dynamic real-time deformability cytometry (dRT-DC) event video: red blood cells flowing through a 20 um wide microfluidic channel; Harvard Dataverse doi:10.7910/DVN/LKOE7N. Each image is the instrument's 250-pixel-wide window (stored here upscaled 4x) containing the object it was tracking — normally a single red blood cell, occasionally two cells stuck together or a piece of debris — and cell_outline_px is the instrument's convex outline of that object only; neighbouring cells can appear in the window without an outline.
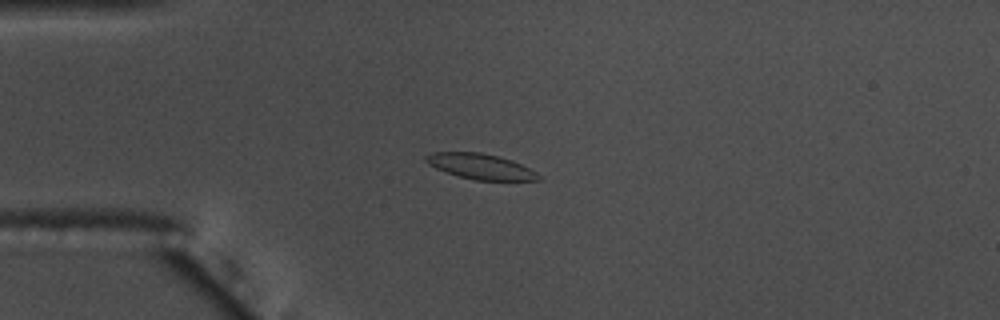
{"species": "common noctule bat (a hibernating species)", "species_latin": "Nyctalus noctula", "temperature_condition": "warm", "stored_images_in_passage": 44, "camera_frame_rate_fps": 3000, "um_per_image_px": 0.085, "animal": {"sex": "male", "body_mass_g": 17.5, "forearm_length_mm": 52.3}, "frame": {"image": 1, "passage_image": 2, "time_ms": 0.333, "image_size_px": [1000, 320], "cell_outline_px": [[540, 180], [476, 180], [460, 176], [436, 168], [428, 164], [424, 160], [424, 156], [432, 152], [480, 152], [512, 160], [536, 172], [540, 176]], "centroid_in_image_um": [40.82, 14.14], "position_along_channel_um": 44.2, "area_um2": 16.42}}
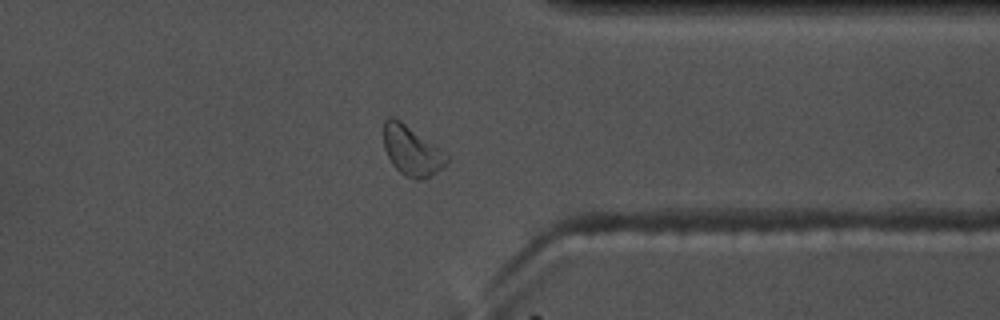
{"frame": {"image": 2, "passage_image": 32, "time_ms": 10.333, "image_size_px": [1000, 320], "cell_outline_px": [[448, 160], [440, 168], [428, 176], [420, 180], [416, 180], [400, 172], [392, 164], [384, 148], [384, 120], [388, 116], [392, 116], [400, 120], [448, 156]], "centroid_in_image_um": [34.93, 12.79], "position_along_channel_um": 376.5, "area_um2": 17.51}}
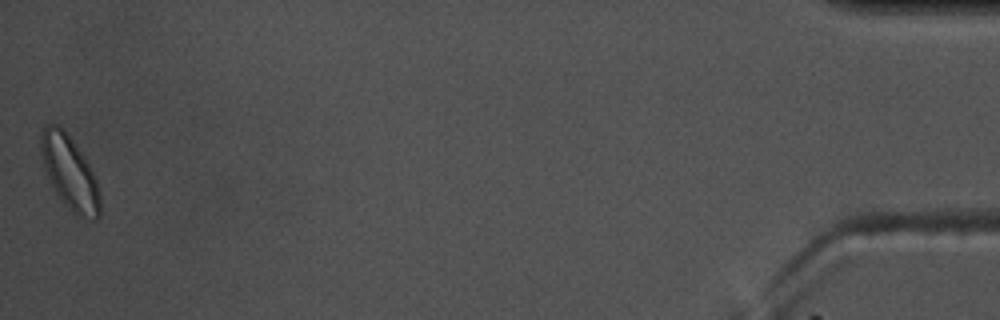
{"frame": {"image": 3, "passage_image": 44, "time_ms": 14.333, "image_size_px": [1000, 320], "cell_outline_px": [[100, 216], [96, 220], [92, 220], [72, 212], [64, 204], [48, 180], [44, 168], [40, 152], [40, 132], [44, 124], [56, 124], [72, 140], [84, 156], [96, 176], [100, 188]], "centroid_in_image_um": [5.92, 14.68], "position_along_channel_um": 429.3, "area_um2": 25.55}, "authors_computed_cell_mechanics": {"area_um2": 16.762, "velocity_mm_per_s": 3.5947, "shape_relaxation_time_tau1_ms": 2.6586, "shape_relaxation_time_tau2_ms": 3.2325, "deformation_change_tau1": 0.0633, "deformation_change_tau2": 0.0739}}